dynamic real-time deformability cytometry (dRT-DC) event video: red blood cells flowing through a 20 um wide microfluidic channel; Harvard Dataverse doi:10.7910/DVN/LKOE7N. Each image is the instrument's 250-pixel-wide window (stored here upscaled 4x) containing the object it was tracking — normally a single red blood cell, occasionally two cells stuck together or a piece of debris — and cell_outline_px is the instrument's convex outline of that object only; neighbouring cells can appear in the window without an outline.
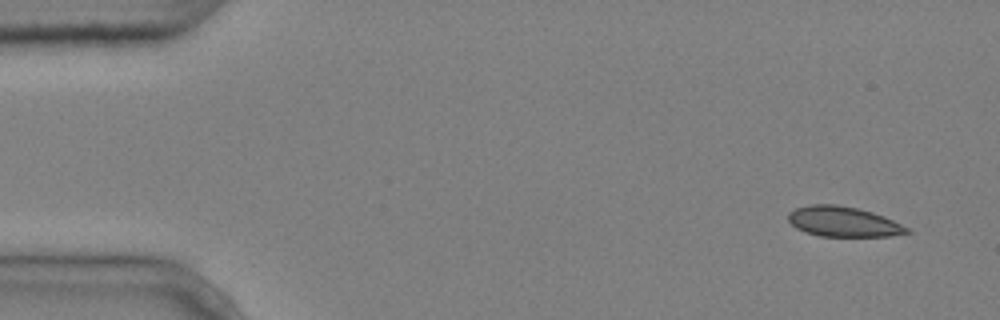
{"species": "common noctule bat (a hibernating species)", "species_latin": "Nyctalus noctula", "temperature_condition": "cold", "stored_images_in_passage": 4, "camera_frame_rate_fps": 3000, "um_per_image_px": 0.085, "animal": {"sex": "male", "body_mass_g": 20.4}, "frame": {"image": 1, "passage_image": 1, "time_ms": 0.0, "image_size_px": [1000, 320], "cell_outline_px": [[912, 232], [892, 236], [820, 236], [796, 228], [788, 220], [788, 212], [796, 208], [808, 204], [836, 204], [856, 208], [872, 212], [884, 216], [908, 228]], "centroid_in_image_um": [71.67, 18.83], "position_along_channel_um": 13.3, "area_um2": 20.75}}
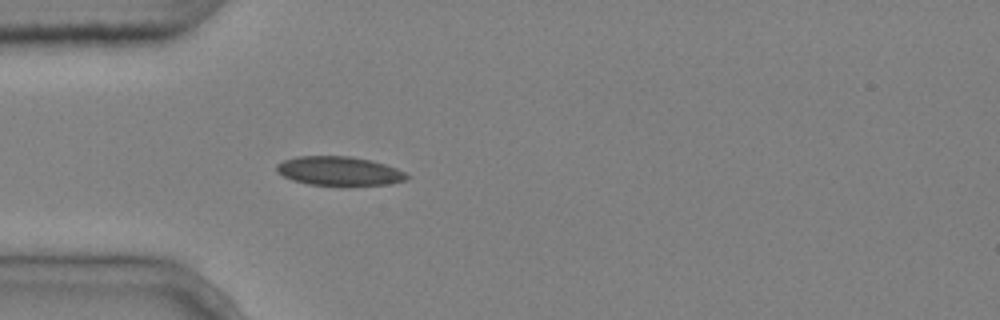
{"frame": {"image": 2, "passage_image": 4, "time_ms": 1.0, "image_size_px": [1000, 320], "cell_outline_px": [[412, 176], [408, 180], [388, 184], [348, 188], [340, 188], [308, 184], [292, 180], [276, 172], [276, 164], [284, 160], [296, 156], [352, 156], [372, 160], [396, 168]], "centroid_in_image_um": [28.87, 14.58], "position_along_channel_um": 56.1, "area_um2": 23.12}}